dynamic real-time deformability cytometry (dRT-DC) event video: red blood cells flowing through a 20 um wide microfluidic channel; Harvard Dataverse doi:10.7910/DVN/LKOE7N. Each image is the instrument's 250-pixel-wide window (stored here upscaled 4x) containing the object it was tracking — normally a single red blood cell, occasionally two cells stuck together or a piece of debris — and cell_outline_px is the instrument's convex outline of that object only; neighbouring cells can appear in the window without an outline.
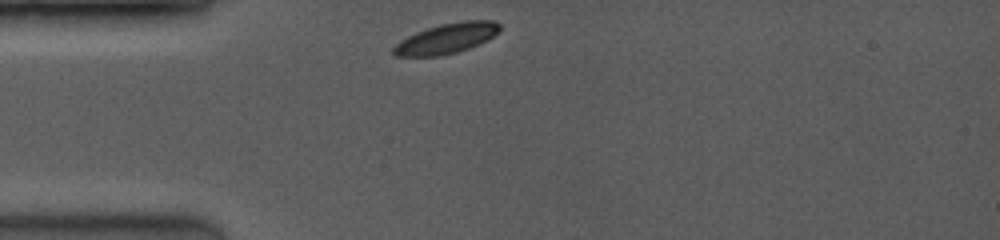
{"species": "common noctule bat (a hibernating species)", "species_latin": "Nyctalus noctula", "temperature_condition": "room temperature", "stored_images_in_passage": 10, "camera_frame_rate_fps": 3500, "um_per_image_px": 0.085, "animal": {"sex": "female", "body_mass_g": 19.0, "forearm_length_mm": 53.3}, "frame": {"image": 1, "passage_image": 1, "time_ms": 0.0, "image_size_px": [1000, 240], "cell_outline_px": [[500, 32], [468, 48], [456, 52], [440, 56], [396, 56], [392, 52], [392, 48], [400, 40], [416, 32], [440, 24], [464, 20], [492, 20], [500, 24]], "centroid_in_image_um": [37.93, 3.26], "position_along_channel_um": 47.1, "area_um2": 18.5}}
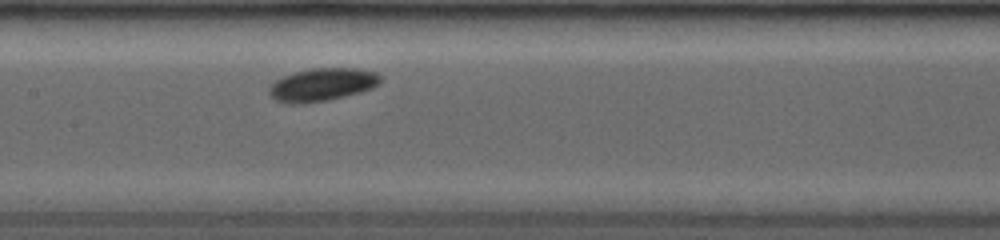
{"frame": {"image": 2, "passage_image": 10, "time_ms": 3.714, "image_size_px": [1000, 240], "cell_outline_px": [[380, 80], [372, 88], [360, 92], [328, 100], [304, 104], [292, 104], [276, 100], [268, 92], [268, 88], [276, 80], [292, 72], [312, 68], [356, 68], [376, 72], [380, 76]], "centroid_in_image_um": [27.35, 7.19], "position_along_channel_um": 180.0, "area_um2": 21.27}}